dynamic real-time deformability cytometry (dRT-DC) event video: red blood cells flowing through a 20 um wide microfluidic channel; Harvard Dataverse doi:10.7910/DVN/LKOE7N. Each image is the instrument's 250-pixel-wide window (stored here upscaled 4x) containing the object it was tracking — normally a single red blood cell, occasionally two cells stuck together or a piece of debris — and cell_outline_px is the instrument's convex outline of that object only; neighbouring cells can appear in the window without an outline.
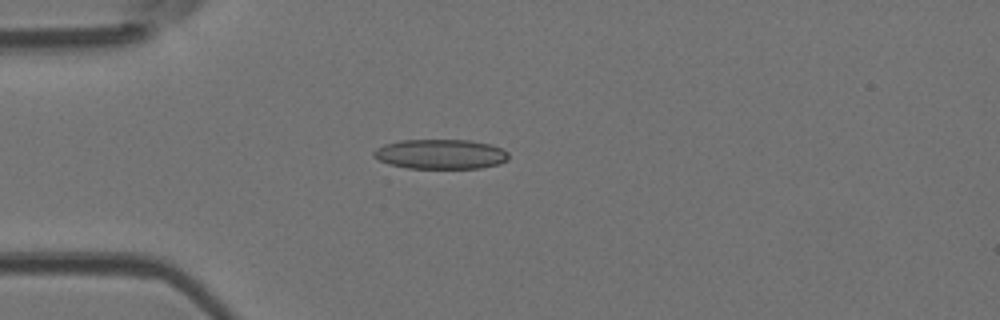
{"species": "Egyptian fruit bat (a non-hibernating species)", "species_latin": "Rousettus aegyptiacus", "temperature_condition": "room temperature", "stored_images_in_passage": 3, "camera_frame_rate_fps": 3000, "um_per_image_px": 0.085, "animal": {"sex": "female"}, "frame": {"image": 1, "passage_image": 3, "time_ms": 0.667, "image_size_px": [1000, 320], "cell_outline_px": [[508, 160], [500, 164], [480, 168], [408, 168], [388, 164], [372, 156], [372, 152], [376, 148], [384, 144], [400, 140], [472, 140], [488, 144], [500, 148], [508, 152]], "centroid_in_image_um": [37.43, 13.1], "position_along_channel_um": 47.6, "area_um2": 23.47}}